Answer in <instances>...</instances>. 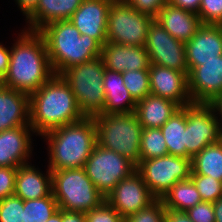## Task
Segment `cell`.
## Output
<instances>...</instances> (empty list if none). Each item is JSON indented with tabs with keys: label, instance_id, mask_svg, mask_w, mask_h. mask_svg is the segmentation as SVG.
Listing matches in <instances>:
<instances>
[{
	"label": "cell",
	"instance_id": "1",
	"mask_svg": "<svg viewBox=\"0 0 222 222\" xmlns=\"http://www.w3.org/2000/svg\"><path fill=\"white\" fill-rule=\"evenodd\" d=\"M10 49L8 71L0 81L8 88L30 95L55 74L44 38L38 31L22 30Z\"/></svg>",
	"mask_w": 222,
	"mask_h": 222
},
{
	"label": "cell",
	"instance_id": "2",
	"mask_svg": "<svg viewBox=\"0 0 222 222\" xmlns=\"http://www.w3.org/2000/svg\"><path fill=\"white\" fill-rule=\"evenodd\" d=\"M29 113L30 126L40 136L85 117L71 87L58 74L29 95Z\"/></svg>",
	"mask_w": 222,
	"mask_h": 222
},
{
	"label": "cell",
	"instance_id": "3",
	"mask_svg": "<svg viewBox=\"0 0 222 222\" xmlns=\"http://www.w3.org/2000/svg\"><path fill=\"white\" fill-rule=\"evenodd\" d=\"M38 32L44 38L55 74L101 56L102 46L90 36L80 34L70 20L51 22Z\"/></svg>",
	"mask_w": 222,
	"mask_h": 222
},
{
	"label": "cell",
	"instance_id": "4",
	"mask_svg": "<svg viewBox=\"0 0 222 222\" xmlns=\"http://www.w3.org/2000/svg\"><path fill=\"white\" fill-rule=\"evenodd\" d=\"M43 138L48 140L50 170L84 168L97 144L95 120L84 117L44 134Z\"/></svg>",
	"mask_w": 222,
	"mask_h": 222
},
{
	"label": "cell",
	"instance_id": "5",
	"mask_svg": "<svg viewBox=\"0 0 222 222\" xmlns=\"http://www.w3.org/2000/svg\"><path fill=\"white\" fill-rule=\"evenodd\" d=\"M95 120L97 144L119 153L135 166L140 162L142 125L135 111L119 114H98Z\"/></svg>",
	"mask_w": 222,
	"mask_h": 222
},
{
	"label": "cell",
	"instance_id": "6",
	"mask_svg": "<svg viewBox=\"0 0 222 222\" xmlns=\"http://www.w3.org/2000/svg\"><path fill=\"white\" fill-rule=\"evenodd\" d=\"M51 173L52 193L59 209L86 213L105 201L84 168L51 170Z\"/></svg>",
	"mask_w": 222,
	"mask_h": 222
},
{
	"label": "cell",
	"instance_id": "7",
	"mask_svg": "<svg viewBox=\"0 0 222 222\" xmlns=\"http://www.w3.org/2000/svg\"><path fill=\"white\" fill-rule=\"evenodd\" d=\"M105 66L101 56L71 66L60 75L71 87L85 117H95L103 111L105 92L103 79Z\"/></svg>",
	"mask_w": 222,
	"mask_h": 222
},
{
	"label": "cell",
	"instance_id": "8",
	"mask_svg": "<svg viewBox=\"0 0 222 222\" xmlns=\"http://www.w3.org/2000/svg\"><path fill=\"white\" fill-rule=\"evenodd\" d=\"M153 20L152 16L139 12L123 0H114L108 12L107 41L144 47Z\"/></svg>",
	"mask_w": 222,
	"mask_h": 222
},
{
	"label": "cell",
	"instance_id": "9",
	"mask_svg": "<svg viewBox=\"0 0 222 222\" xmlns=\"http://www.w3.org/2000/svg\"><path fill=\"white\" fill-rule=\"evenodd\" d=\"M84 169L94 186L106 198L121 180L136 171V166L119 153L96 144Z\"/></svg>",
	"mask_w": 222,
	"mask_h": 222
},
{
	"label": "cell",
	"instance_id": "10",
	"mask_svg": "<svg viewBox=\"0 0 222 222\" xmlns=\"http://www.w3.org/2000/svg\"><path fill=\"white\" fill-rule=\"evenodd\" d=\"M136 171L141 175L150 192L161 199L178 181L190 178L191 158L173 155L140 160Z\"/></svg>",
	"mask_w": 222,
	"mask_h": 222
},
{
	"label": "cell",
	"instance_id": "11",
	"mask_svg": "<svg viewBox=\"0 0 222 222\" xmlns=\"http://www.w3.org/2000/svg\"><path fill=\"white\" fill-rule=\"evenodd\" d=\"M209 103L186 105V158L222 139V124Z\"/></svg>",
	"mask_w": 222,
	"mask_h": 222
},
{
	"label": "cell",
	"instance_id": "12",
	"mask_svg": "<svg viewBox=\"0 0 222 222\" xmlns=\"http://www.w3.org/2000/svg\"><path fill=\"white\" fill-rule=\"evenodd\" d=\"M144 47L151 64L188 74L185 43L172 37L155 20L149 26Z\"/></svg>",
	"mask_w": 222,
	"mask_h": 222
},
{
	"label": "cell",
	"instance_id": "13",
	"mask_svg": "<svg viewBox=\"0 0 222 222\" xmlns=\"http://www.w3.org/2000/svg\"><path fill=\"white\" fill-rule=\"evenodd\" d=\"M156 199L137 171L121 180L105 198L124 219L146 208Z\"/></svg>",
	"mask_w": 222,
	"mask_h": 222
},
{
	"label": "cell",
	"instance_id": "14",
	"mask_svg": "<svg viewBox=\"0 0 222 222\" xmlns=\"http://www.w3.org/2000/svg\"><path fill=\"white\" fill-rule=\"evenodd\" d=\"M149 77L151 94L173 101L180 108L193 103L187 73L151 64Z\"/></svg>",
	"mask_w": 222,
	"mask_h": 222
},
{
	"label": "cell",
	"instance_id": "15",
	"mask_svg": "<svg viewBox=\"0 0 222 222\" xmlns=\"http://www.w3.org/2000/svg\"><path fill=\"white\" fill-rule=\"evenodd\" d=\"M114 0H83L69 19L82 35L95 39L101 46L107 42V21Z\"/></svg>",
	"mask_w": 222,
	"mask_h": 222
},
{
	"label": "cell",
	"instance_id": "16",
	"mask_svg": "<svg viewBox=\"0 0 222 222\" xmlns=\"http://www.w3.org/2000/svg\"><path fill=\"white\" fill-rule=\"evenodd\" d=\"M188 90L193 103H209L222 93V55L189 72Z\"/></svg>",
	"mask_w": 222,
	"mask_h": 222
},
{
	"label": "cell",
	"instance_id": "17",
	"mask_svg": "<svg viewBox=\"0 0 222 222\" xmlns=\"http://www.w3.org/2000/svg\"><path fill=\"white\" fill-rule=\"evenodd\" d=\"M185 51L188 74L205 61L217 60L222 55V25L202 24L185 42Z\"/></svg>",
	"mask_w": 222,
	"mask_h": 222
},
{
	"label": "cell",
	"instance_id": "18",
	"mask_svg": "<svg viewBox=\"0 0 222 222\" xmlns=\"http://www.w3.org/2000/svg\"><path fill=\"white\" fill-rule=\"evenodd\" d=\"M30 125L0 132V167L18 168L28 164L32 154Z\"/></svg>",
	"mask_w": 222,
	"mask_h": 222
},
{
	"label": "cell",
	"instance_id": "19",
	"mask_svg": "<svg viewBox=\"0 0 222 222\" xmlns=\"http://www.w3.org/2000/svg\"><path fill=\"white\" fill-rule=\"evenodd\" d=\"M101 58L105 68L119 73L149 69L151 65L145 47L120 45L108 41L102 46Z\"/></svg>",
	"mask_w": 222,
	"mask_h": 222
},
{
	"label": "cell",
	"instance_id": "20",
	"mask_svg": "<svg viewBox=\"0 0 222 222\" xmlns=\"http://www.w3.org/2000/svg\"><path fill=\"white\" fill-rule=\"evenodd\" d=\"M30 125L29 94L0 83V132Z\"/></svg>",
	"mask_w": 222,
	"mask_h": 222
},
{
	"label": "cell",
	"instance_id": "21",
	"mask_svg": "<svg viewBox=\"0 0 222 222\" xmlns=\"http://www.w3.org/2000/svg\"><path fill=\"white\" fill-rule=\"evenodd\" d=\"M172 37L187 42L202 26L197 13L167 3L154 18Z\"/></svg>",
	"mask_w": 222,
	"mask_h": 222
},
{
	"label": "cell",
	"instance_id": "22",
	"mask_svg": "<svg viewBox=\"0 0 222 222\" xmlns=\"http://www.w3.org/2000/svg\"><path fill=\"white\" fill-rule=\"evenodd\" d=\"M52 192V173L46 175L35 166L25 164L17 168L14 195L24 200L40 199Z\"/></svg>",
	"mask_w": 222,
	"mask_h": 222
},
{
	"label": "cell",
	"instance_id": "23",
	"mask_svg": "<svg viewBox=\"0 0 222 222\" xmlns=\"http://www.w3.org/2000/svg\"><path fill=\"white\" fill-rule=\"evenodd\" d=\"M103 86L105 105L100 114L131 113L136 110V102L123 84L122 73L105 68Z\"/></svg>",
	"mask_w": 222,
	"mask_h": 222
},
{
	"label": "cell",
	"instance_id": "24",
	"mask_svg": "<svg viewBox=\"0 0 222 222\" xmlns=\"http://www.w3.org/2000/svg\"><path fill=\"white\" fill-rule=\"evenodd\" d=\"M83 0H39L35 11L26 19L27 30L39 31L45 25L59 20H69Z\"/></svg>",
	"mask_w": 222,
	"mask_h": 222
},
{
	"label": "cell",
	"instance_id": "25",
	"mask_svg": "<svg viewBox=\"0 0 222 222\" xmlns=\"http://www.w3.org/2000/svg\"><path fill=\"white\" fill-rule=\"evenodd\" d=\"M180 107L173 101L148 94L136 103V116L143 128H160Z\"/></svg>",
	"mask_w": 222,
	"mask_h": 222
},
{
	"label": "cell",
	"instance_id": "26",
	"mask_svg": "<svg viewBox=\"0 0 222 222\" xmlns=\"http://www.w3.org/2000/svg\"><path fill=\"white\" fill-rule=\"evenodd\" d=\"M160 129L167 145L168 154L186 158V106L176 111Z\"/></svg>",
	"mask_w": 222,
	"mask_h": 222
},
{
	"label": "cell",
	"instance_id": "27",
	"mask_svg": "<svg viewBox=\"0 0 222 222\" xmlns=\"http://www.w3.org/2000/svg\"><path fill=\"white\" fill-rule=\"evenodd\" d=\"M161 200L165 209L185 212L202 202L200 193L191 178L175 183Z\"/></svg>",
	"mask_w": 222,
	"mask_h": 222
},
{
	"label": "cell",
	"instance_id": "28",
	"mask_svg": "<svg viewBox=\"0 0 222 222\" xmlns=\"http://www.w3.org/2000/svg\"><path fill=\"white\" fill-rule=\"evenodd\" d=\"M191 174L211 176L222 182V139L207 145L191 159Z\"/></svg>",
	"mask_w": 222,
	"mask_h": 222
},
{
	"label": "cell",
	"instance_id": "29",
	"mask_svg": "<svg viewBox=\"0 0 222 222\" xmlns=\"http://www.w3.org/2000/svg\"><path fill=\"white\" fill-rule=\"evenodd\" d=\"M168 155L167 145L160 128H143L140 142V160Z\"/></svg>",
	"mask_w": 222,
	"mask_h": 222
},
{
	"label": "cell",
	"instance_id": "30",
	"mask_svg": "<svg viewBox=\"0 0 222 222\" xmlns=\"http://www.w3.org/2000/svg\"><path fill=\"white\" fill-rule=\"evenodd\" d=\"M58 209L52 192L40 199L24 200V222H46Z\"/></svg>",
	"mask_w": 222,
	"mask_h": 222
},
{
	"label": "cell",
	"instance_id": "31",
	"mask_svg": "<svg viewBox=\"0 0 222 222\" xmlns=\"http://www.w3.org/2000/svg\"><path fill=\"white\" fill-rule=\"evenodd\" d=\"M122 77L124 86L136 103L151 94L149 69L124 71Z\"/></svg>",
	"mask_w": 222,
	"mask_h": 222
},
{
	"label": "cell",
	"instance_id": "32",
	"mask_svg": "<svg viewBox=\"0 0 222 222\" xmlns=\"http://www.w3.org/2000/svg\"><path fill=\"white\" fill-rule=\"evenodd\" d=\"M190 178L200 193L202 201L214 203L222 198V182L200 174H190Z\"/></svg>",
	"mask_w": 222,
	"mask_h": 222
},
{
	"label": "cell",
	"instance_id": "33",
	"mask_svg": "<svg viewBox=\"0 0 222 222\" xmlns=\"http://www.w3.org/2000/svg\"><path fill=\"white\" fill-rule=\"evenodd\" d=\"M24 201L11 195L0 200V222H24Z\"/></svg>",
	"mask_w": 222,
	"mask_h": 222
},
{
	"label": "cell",
	"instance_id": "34",
	"mask_svg": "<svg viewBox=\"0 0 222 222\" xmlns=\"http://www.w3.org/2000/svg\"><path fill=\"white\" fill-rule=\"evenodd\" d=\"M166 209L161 199H156L146 208L127 216L124 222H165Z\"/></svg>",
	"mask_w": 222,
	"mask_h": 222
},
{
	"label": "cell",
	"instance_id": "35",
	"mask_svg": "<svg viewBox=\"0 0 222 222\" xmlns=\"http://www.w3.org/2000/svg\"><path fill=\"white\" fill-rule=\"evenodd\" d=\"M197 14L203 24L222 25V0H201Z\"/></svg>",
	"mask_w": 222,
	"mask_h": 222
},
{
	"label": "cell",
	"instance_id": "36",
	"mask_svg": "<svg viewBox=\"0 0 222 222\" xmlns=\"http://www.w3.org/2000/svg\"><path fill=\"white\" fill-rule=\"evenodd\" d=\"M87 222H124V218L106 200L85 213Z\"/></svg>",
	"mask_w": 222,
	"mask_h": 222
},
{
	"label": "cell",
	"instance_id": "37",
	"mask_svg": "<svg viewBox=\"0 0 222 222\" xmlns=\"http://www.w3.org/2000/svg\"><path fill=\"white\" fill-rule=\"evenodd\" d=\"M192 222H215L213 204L202 201L186 211Z\"/></svg>",
	"mask_w": 222,
	"mask_h": 222
},
{
	"label": "cell",
	"instance_id": "38",
	"mask_svg": "<svg viewBox=\"0 0 222 222\" xmlns=\"http://www.w3.org/2000/svg\"><path fill=\"white\" fill-rule=\"evenodd\" d=\"M141 13L148 14L155 18L161 9L168 3V0H123Z\"/></svg>",
	"mask_w": 222,
	"mask_h": 222
},
{
	"label": "cell",
	"instance_id": "39",
	"mask_svg": "<svg viewBox=\"0 0 222 222\" xmlns=\"http://www.w3.org/2000/svg\"><path fill=\"white\" fill-rule=\"evenodd\" d=\"M17 168L0 167V200L14 195Z\"/></svg>",
	"mask_w": 222,
	"mask_h": 222
},
{
	"label": "cell",
	"instance_id": "40",
	"mask_svg": "<svg viewBox=\"0 0 222 222\" xmlns=\"http://www.w3.org/2000/svg\"><path fill=\"white\" fill-rule=\"evenodd\" d=\"M168 3L175 7L198 13L201 0H168Z\"/></svg>",
	"mask_w": 222,
	"mask_h": 222
},
{
	"label": "cell",
	"instance_id": "41",
	"mask_svg": "<svg viewBox=\"0 0 222 222\" xmlns=\"http://www.w3.org/2000/svg\"><path fill=\"white\" fill-rule=\"evenodd\" d=\"M165 222H192L185 211L166 209Z\"/></svg>",
	"mask_w": 222,
	"mask_h": 222
},
{
	"label": "cell",
	"instance_id": "42",
	"mask_svg": "<svg viewBox=\"0 0 222 222\" xmlns=\"http://www.w3.org/2000/svg\"><path fill=\"white\" fill-rule=\"evenodd\" d=\"M10 61V50L0 44V81L8 71Z\"/></svg>",
	"mask_w": 222,
	"mask_h": 222
},
{
	"label": "cell",
	"instance_id": "43",
	"mask_svg": "<svg viewBox=\"0 0 222 222\" xmlns=\"http://www.w3.org/2000/svg\"><path fill=\"white\" fill-rule=\"evenodd\" d=\"M26 19L35 11L39 0H15Z\"/></svg>",
	"mask_w": 222,
	"mask_h": 222
},
{
	"label": "cell",
	"instance_id": "44",
	"mask_svg": "<svg viewBox=\"0 0 222 222\" xmlns=\"http://www.w3.org/2000/svg\"><path fill=\"white\" fill-rule=\"evenodd\" d=\"M62 222H87L85 213L62 209Z\"/></svg>",
	"mask_w": 222,
	"mask_h": 222
},
{
	"label": "cell",
	"instance_id": "45",
	"mask_svg": "<svg viewBox=\"0 0 222 222\" xmlns=\"http://www.w3.org/2000/svg\"><path fill=\"white\" fill-rule=\"evenodd\" d=\"M209 104L212 106L214 112H217L221 117L219 121L222 124V93L218 94Z\"/></svg>",
	"mask_w": 222,
	"mask_h": 222
},
{
	"label": "cell",
	"instance_id": "46",
	"mask_svg": "<svg viewBox=\"0 0 222 222\" xmlns=\"http://www.w3.org/2000/svg\"><path fill=\"white\" fill-rule=\"evenodd\" d=\"M213 204L215 222H222V198L217 199Z\"/></svg>",
	"mask_w": 222,
	"mask_h": 222
},
{
	"label": "cell",
	"instance_id": "47",
	"mask_svg": "<svg viewBox=\"0 0 222 222\" xmlns=\"http://www.w3.org/2000/svg\"><path fill=\"white\" fill-rule=\"evenodd\" d=\"M46 222H62V209H58Z\"/></svg>",
	"mask_w": 222,
	"mask_h": 222
}]
</instances>
